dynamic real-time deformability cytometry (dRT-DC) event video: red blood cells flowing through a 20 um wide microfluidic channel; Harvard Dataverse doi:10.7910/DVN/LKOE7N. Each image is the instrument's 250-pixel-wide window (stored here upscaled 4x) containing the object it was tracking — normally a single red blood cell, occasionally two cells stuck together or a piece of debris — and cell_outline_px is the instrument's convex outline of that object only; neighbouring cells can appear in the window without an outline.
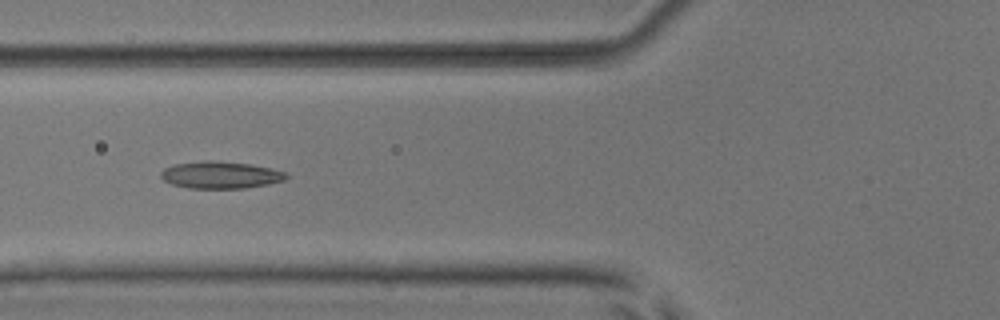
{"species": "common noctule bat (a hibernating species)", "species_latin": "Nyctalus noctula", "temperature_condition": "room temperature", "stored_images_in_passage": 8, "camera_frame_rate_fps": 3000, "um_per_image_px": 0.085, "animal": {"sex": "male", "body_mass_g": 17.9, "forearm_length_mm": 54.2}, "frame": {"image": 1, "passage_image": 5, "time_ms": 1.333, "image_size_px": [1000, 320], "cell_outline_px": [[288, 176], [284, 180], [268, 184], [244, 188], [188, 188], [172, 184], [164, 180], [160, 176], [160, 172], [164, 168], [176, 164], [204, 160], [212, 160], [252, 164], [288, 172]], "centroid_in_image_um": [18.75, 14.86], "position_along_channel_um": 107.0, "area_um2": 19.83}}
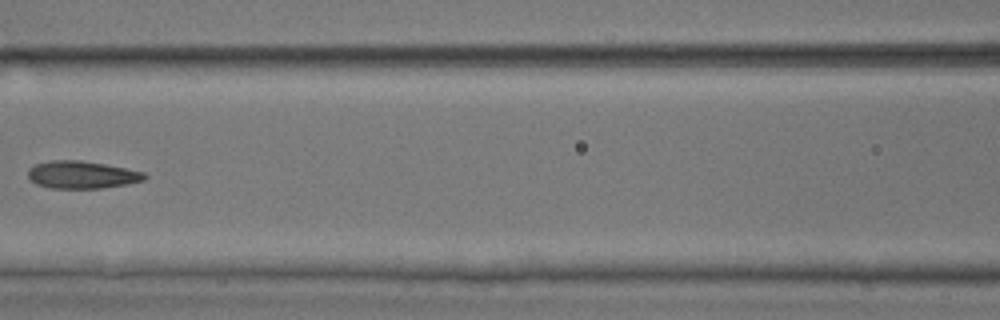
{"frame": {"image": 2, "passage_image": 6, "time_ms": 1.667, "image_size_px": [1000, 320], "cell_outline_px": [[148, 176], [144, 180], [128, 184], [100, 188], [48, 188], [36, 184], [28, 176], [28, 168], [36, 164], [52, 160], [80, 160], [104, 164], [144, 172]], "centroid_in_image_um": [6.95, 14.86], "position_along_channel_um": 159.6, "area_um2": 18.61}}
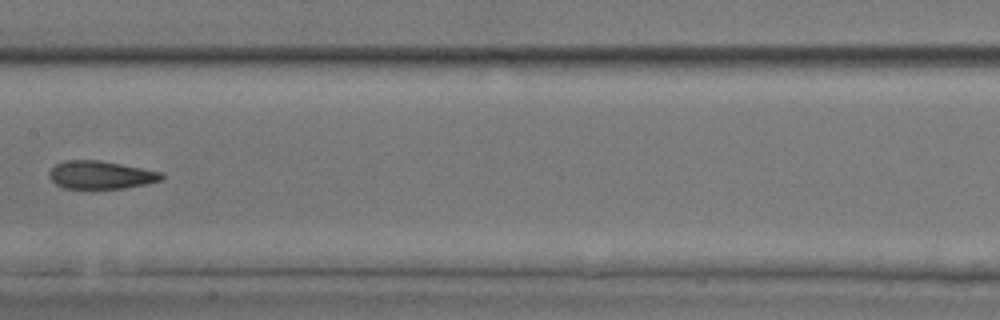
{"frame": {"image": 3, "passage_image": 7, "time_ms": 2.0, "image_size_px": [1000, 320], "cell_outline_px": [[164, 180], [124, 188], [64, 188], [56, 184], [48, 176], [48, 172], [56, 164], [64, 160], [100, 160], [164, 172]], "centroid_in_image_um": [8.59, 14.86], "position_along_channel_um": 198.8, "area_um2": 18.38}}